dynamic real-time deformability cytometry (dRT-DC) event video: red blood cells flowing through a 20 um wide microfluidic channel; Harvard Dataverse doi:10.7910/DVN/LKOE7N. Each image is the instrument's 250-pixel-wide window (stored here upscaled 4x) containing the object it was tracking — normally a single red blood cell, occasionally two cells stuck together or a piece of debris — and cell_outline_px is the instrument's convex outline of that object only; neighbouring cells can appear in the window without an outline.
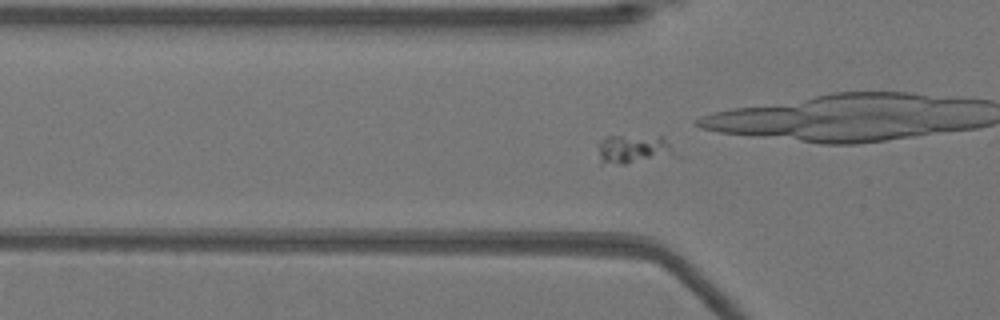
{"species": "Egyptian fruit bat (a non-hibernating species)", "species_latin": "Rousettus aegyptiacus", "temperature_condition": "warm", "stored_images_in_passage": 7, "camera_frame_rate_fps": 3000, "um_per_image_px": 0.085, "animal": {"sex": "female"}, "frame": {"image": 1, "passage_image": 5, "time_ms": 1.333, "image_size_px": [1000, 320], "cell_outline_px": [[672, 152], [624, 164], [600, 164], [600, 140], [608, 136], [664, 136]], "centroid_in_image_um": [53.68, 12.64], "position_along_channel_um": 72.1, "area_um2": 11.91}}